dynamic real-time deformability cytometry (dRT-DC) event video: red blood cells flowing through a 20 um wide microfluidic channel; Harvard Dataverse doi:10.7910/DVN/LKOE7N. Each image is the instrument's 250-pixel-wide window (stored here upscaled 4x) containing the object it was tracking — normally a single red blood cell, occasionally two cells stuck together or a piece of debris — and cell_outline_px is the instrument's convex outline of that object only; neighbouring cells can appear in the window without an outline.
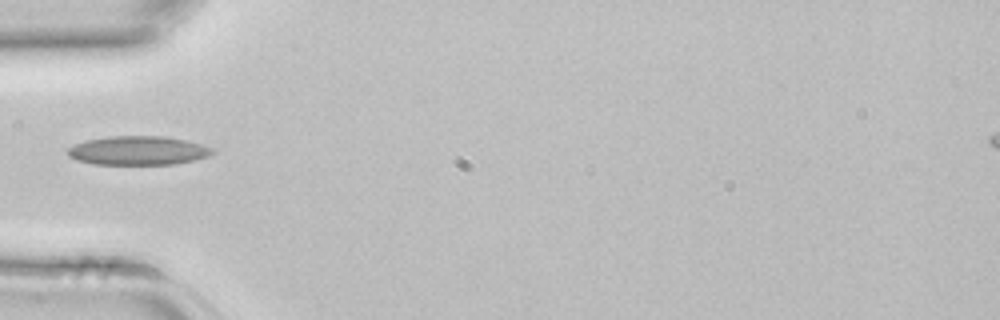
{"species": "common noctule bat (a hibernating species)", "species_latin": "Nyctalus noctula", "temperature_condition": "room temperature", "stored_images_in_passage": 2, "camera_frame_rate_fps": 3000, "um_per_image_px": 0.085, "animal": {"sex": "female", "body_mass_g": 22.7, "forearm_length_mm": 54.2}, "frame": {"image": 1, "passage_image": 2, "time_ms": 0.333, "image_size_px": [1000, 320], "cell_outline_px": [[216, 152], [208, 156], [176, 164], [92, 164], [76, 160], [68, 156], [64, 152], [68, 148], [84, 140], [108, 136], [160, 136], [184, 140], [200, 144], [212, 148]], "centroid_in_image_um": [11.67, 12.8], "position_along_channel_um": 73.3, "area_um2": 24.39}}